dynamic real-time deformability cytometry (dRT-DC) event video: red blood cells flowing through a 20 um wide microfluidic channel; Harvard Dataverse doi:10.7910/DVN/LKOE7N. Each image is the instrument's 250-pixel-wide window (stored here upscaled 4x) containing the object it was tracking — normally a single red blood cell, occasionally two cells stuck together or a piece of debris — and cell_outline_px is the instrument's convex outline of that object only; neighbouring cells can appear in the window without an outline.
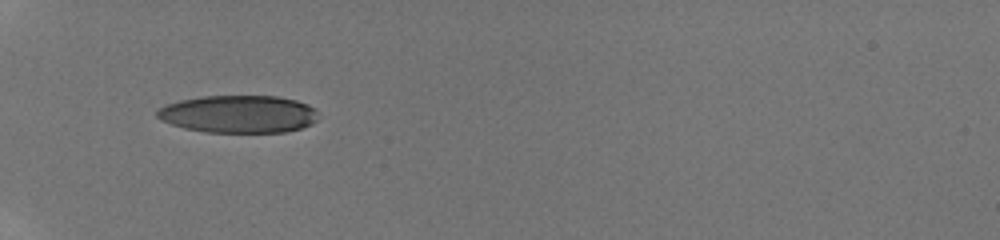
{"species": "human", "species_latin": "Homo sapiens", "temperature_condition": "room temperature", "stored_images_in_passage": 5, "camera_frame_rate_fps": 3000, "um_per_image_px": 0.085, "donor": {"sex": "male"}, "frame": {"image": 1, "passage_image": 2, "time_ms": 0.667, "image_size_px": [1000, 240], "cell_outline_px": [[316, 120], [312, 124], [300, 128], [284, 132], [208, 132], [184, 128], [160, 120], [156, 116], [156, 112], [164, 104], [180, 100], [200, 96], [276, 96], [296, 100], [308, 104], [316, 108]], "centroid_in_image_um": [20.26, 9.69], "position_along_channel_um": 64.7, "area_um2": 35.37}}
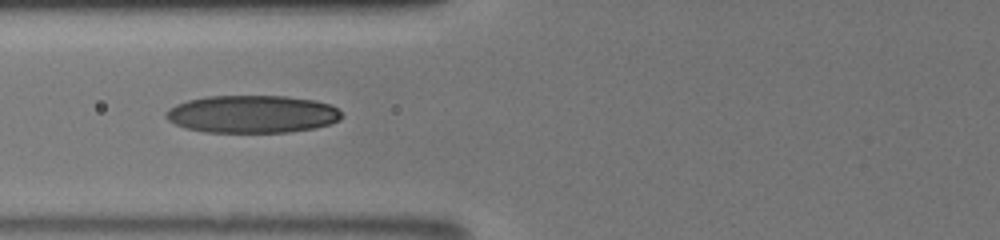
{"frame": {"image": 2, "passage_image": 4, "time_ms": 2.0, "image_size_px": [1000, 240], "cell_outline_px": [[344, 116], [340, 120], [332, 124], [316, 128], [288, 132], [204, 132], [184, 128], [168, 120], [164, 116], [164, 112], [168, 108], [176, 104], [188, 100], [208, 96], [284, 96], [316, 100], [328, 104], [336, 108]], "centroid_in_image_um": [21.43, 9.7], "position_along_channel_um": 104.4, "area_um2": 38.84}}